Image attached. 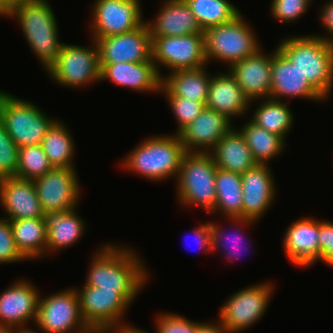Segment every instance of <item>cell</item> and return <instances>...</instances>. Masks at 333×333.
Wrapping results in <instances>:
<instances>
[{
    "mask_svg": "<svg viewBox=\"0 0 333 333\" xmlns=\"http://www.w3.org/2000/svg\"><path fill=\"white\" fill-rule=\"evenodd\" d=\"M76 168H53L33 180L43 212L77 208L81 199Z\"/></svg>",
    "mask_w": 333,
    "mask_h": 333,
    "instance_id": "obj_14",
    "label": "cell"
},
{
    "mask_svg": "<svg viewBox=\"0 0 333 333\" xmlns=\"http://www.w3.org/2000/svg\"><path fill=\"white\" fill-rule=\"evenodd\" d=\"M201 322L197 327V333H230L220 321Z\"/></svg>",
    "mask_w": 333,
    "mask_h": 333,
    "instance_id": "obj_46",
    "label": "cell"
},
{
    "mask_svg": "<svg viewBox=\"0 0 333 333\" xmlns=\"http://www.w3.org/2000/svg\"><path fill=\"white\" fill-rule=\"evenodd\" d=\"M28 0H0V17L14 4Z\"/></svg>",
    "mask_w": 333,
    "mask_h": 333,
    "instance_id": "obj_47",
    "label": "cell"
},
{
    "mask_svg": "<svg viewBox=\"0 0 333 333\" xmlns=\"http://www.w3.org/2000/svg\"><path fill=\"white\" fill-rule=\"evenodd\" d=\"M33 324L36 327L35 331H34V329L32 330L31 328L29 329V328H27V326L22 325V326H15V327H13V333H40L39 332L40 328L38 327V329H37V325L35 323H33ZM36 329L38 331H36ZM41 333H44V332L41 331Z\"/></svg>",
    "mask_w": 333,
    "mask_h": 333,
    "instance_id": "obj_48",
    "label": "cell"
},
{
    "mask_svg": "<svg viewBox=\"0 0 333 333\" xmlns=\"http://www.w3.org/2000/svg\"><path fill=\"white\" fill-rule=\"evenodd\" d=\"M0 333H13V327L0 326Z\"/></svg>",
    "mask_w": 333,
    "mask_h": 333,
    "instance_id": "obj_49",
    "label": "cell"
},
{
    "mask_svg": "<svg viewBox=\"0 0 333 333\" xmlns=\"http://www.w3.org/2000/svg\"><path fill=\"white\" fill-rule=\"evenodd\" d=\"M155 319V333H197L201 323L171 312L159 314Z\"/></svg>",
    "mask_w": 333,
    "mask_h": 333,
    "instance_id": "obj_40",
    "label": "cell"
},
{
    "mask_svg": "<svg viewBox=\"0 0 333 333\" xmlns=\"http://www.w3.org/2000/svg\"><path fill=\"white\" fill-rule=\"evenodd\" d=\"M186 150L177 134L149 136L124 157L121 166L151 181L177 178Z\"/></svg>",
    "mask_w": 333,
    "mask_h": 333,
    "instance_id": "obj_4",
    "label": "cell"
},
{
    "mask_svg": "<svg viewBox=\"0 0 333 333\" xmlns=\"http://www.w3.org/2000/svg\"><path fill=\"white\" fill-rule=\"evenodd\" d=\"M127 324L128 323L125 322L100 325L91 329V333H135V327Z\"/></svg>",
    "mask_w": 333,
    "mask_h": 333,
    "instance_id": "obj_45",
    "label": "cell"
},
{
    "mask_svg": "<svg viewBox=\"0 0 333 333\" xmlns=\"http://www.w3.org/2000/svg\"><path fill=\"white\" fill-rule=\"evenodd\" d=\"M35 324L44 333H91L82 319L75 287L40 295Z\"/></svg>",
    "mask_w": 333,
    "mask_h": 333,
    "instance_id": "obj_10",
    "label": "cell"
},
{
    "mask_svg": "<svg viewBox=\"0 0 333 333\" xmlns=\"http://www.w3.org/2000/svg\"><path fill=\"white\" fill-rule=\"evenodd\" d=\"M160 91L163 92L162 94L167 98L172 113L178 123L175 134L187 124L193 122L206 107L205 103L174 96L163 84L161 85Z\"/></svg>",
    "mask_w": 333,
    "mask_h": 333,
    "instance_id": "obj_36",
    "label": "cell"
},
{
    "mask_svg": "<svg viewBox=\"0 0 333 333\" xmlns=\"http://www.w3.org/2000/svg\"><path fill=\"white\" fill-rule=\"evenodd\" d=\"M195 235L196 243L202 249L203 253L211 252V232L210 221L201 223L198 227L192 230ZM195 239H193L194 241ZM192 241V240H191Z\"/></svg>",
    "mask_w": 333,
    "mask_h": 333,
    "instance_id": "obj_44",
    "label": "cell"
},
{
    "mask_svg": "<svg viewBox=\"0 0 333 333\" xmlns=\"http://www.w3.org/2000/svg\"><path fill=\"white\" fill-rule=\"evenodd\" d=\"M91 14L93 38L128 33L145 22L140 0H95Z\"/></svg>",
    "mask_w": 333,
    "mask_h": 333,
    "instance_id": "obj_13",
    "label": "cell"
},
{
    "mask_svg": "<svg viewBox=\"0 0 333 333\" xmlns=\"http://www.w3.org/2000/svg\"><path fill=\"white\" fill-rule=\"evenodd\" d=\"M216 171L211 153L186 152L176 178L180 205L197 206L211 214L216 202Z\"/></svg>",
    "mask_w": 333,
    "mask_h": 333,
    "instance_id": "obj_5",
    "label": "cell"
},
{
    "mask_svg": "<svg viewBox=\"0 0 333 333\" xmlns=\"http://www.w3.org/2000/svg\"><path fill=\"white\" fill-rule=\"evenodd\" d=\"M50 164L42 145H31L19 148L16 177L24 180H35L51 171Z\"/></svg>",
    "mask_w": 333,
    "mask_h": 333,
    "instance_id": "obj_35",
    "label": "cell"
},
{
    "mask_svg": "<svg viewBox=\"0 0 333 333\" xmlns=\"http://www.w3.org/2000/svg\"><path fill=\"white\" fill-rule=\"evenodd\" d=\"M195 15L198 24L206 28L227 23L241 11L229 0H184Z\"/></svg>",
    "mask_w": 333,
    "mask_h": 333,
    "instance_id": "obj_34",
    "label": "cell"
},
{
    "mask_svg": "<svg viewBox=\"0 0 333 333\" xmlns=\"http://www.w3.org/2000/svg\"><path fill=\"white\" fill-rule=\"evenodd\" d=\"M251 103L234 77L227 72L211 75L206 107L233 120L248 113ZM241 115V116H240Z\"/></svg>",
    "mask_w": 333,
    "mask_h": 333,
    "instance_id": "obj_25",
    "label": "cell"
},
{
    "mask_svg": "<svg viewBox=\"0 0 333 333\" xmlns=\"http://www.w3.org/2000/svg\"><path fill=\"white\" fill-rule=\"evenodd\" d=\"M135 333H149L148 331H145L143 329H139L138 327H135ZM155 333V332H154Z\"/></svg>",
    "mask_w": 333,
    "mask_h": 333,
    "instance_id": "obj_50",
    "label": "cell"
},
{
    "mask_svg": "<svg viewBox=\"0 0 333 333\" xmlns=\"http://www.w3.org/2000/svg\"><path fill=\"white\" fill-rule=\"evenodd\" d=\"M221 228V230H220ZM223 227L219 226L215 222H210V232H211V252H216V250H223V254L228 258V260H235L240 256L238 252H241V249L248 250L245 246L246 242L243 243V233L238 230L235 234L230 235L224 232ZM242 233V234H241ZM242 243V244H241ZM242 245V246H241ZM242 247V248H241ZM221 248V249H220ZM241 248V249H240ZM241 254V253H240ZM237 256V257H236ZM240 258V257H239Z\"/></svg>",
    "mask_w": 333,
    "mask_h": 333,
    "instance_id": "obj_37",
    "label": "cell"
},
{
    "mask_svg": "<svg viewBox=\"0 0 333 333\" xmlns=\"http://www.w3.org/2000/svg\"><path fill=\"white\" fill-rule=\"evenodd\" d=\"M46 0H28L11 6L2 17L20 23L25 40L45 71L55 62L64 42L59 39L57 18Z\"/></svg>",
    "mask_w": 333,
    "mask_h": 333,
    "instance_id": "obj_2",
    "label": "cell"
},
{
    "mask_svg": "<svg viewBox=\"0 0 333 333\" xmlns=\"http://www.w3.org/2000/svg\"><path fill=\"white\" fill-rule=\"evenodd\" d=\"M276 47L327 100L333 88V44L313 35L288 36Z\"/></svg>",
    "mask_w": 333,
    "mask_h": 333,
    "instance_id": "obj_3",
    "label": "cell"
},
{
    "mask_svg": "<svg viewBox=\"0 0 333 333\" xmlns=\"http://www.w3.org/2000/svg\"><path fill=\"white\" fill-rule=\"evenodd\" d=\"M151 37L203 33L195 15L184 0H165L152 21H146Z\"/></svg>",
    "mask_w": 333,
    "mask_h": 333,
    "instance_id": "obj_24",
    "label": "cell"
},
{
    "mask_svg": "<svg viewBox=\"0 0 333 333\" xmlns=\"http://www.w3.org/2000/svg\"><path fill=\"white\" fill-rule=\"evenodd\" d=\"M227 69L250 103L270 98L272 53L266 54L261 49L254 56L236 62Z\"/></svg>",
    "mask_w": 333,
    "mask_h": 333,
    "instance_id": "obj_20",
    "label": "cell"
},
{
    "mask_svg": "<svg viewBox=\"0 0 333 333\" xmlns=\"http://www.w3.org/2000/svg\"><path fill=\"white\" fill-rule=\"evenodd\" d=\"M312 0H272L271 16L283 23H293L306 14Z\"/></svg>",
    "mask_w": 333,
    "mask_h": 333,
    "instance_id": "obj_39",
    "label": "cell"
},
{
    "mask_svg": "<svg viewBox=\"0 0 333 333\" xmlns=\"http://www.w3.org/2000/svg\"><path fill=\"white\" fill-rule=\"evenodd\" d=\"M19 147L9 136L0 120V179L16 177Z\"/></svg>",
    "mask_w": 333,
    "mask_h": 333,
    "instance_id": "obj_38",
    "label": "cell"
},
{
    "mask_svg": "<svg viewBox=\"0 0 333 333\" xmlns=\"http://www.w3.org/2000/svg\"><path fill=\"white\" fill-rule=\"evenodd\" d=\"M233 126V121L226 115L205 107L200 115L177 135L186 152L210 153Z\"/></svg>",
    "mask_w": 333,
    "mask_h": 333,
    "instance_id": "obj_17",
    "label": "cell"
},
{
    "mask_svg": "<svg viewBox=\"0 0 333 333\" xmlns=\"http://www.w3.org/2000/svg\"><path fill=\"white\" fill-rule=\"evenodd\" d=\"M238 129L244 136L252 156L258 164H270V160L283 154L282 151H284L287 141L282 137L258 127L250 120Z\"/></svg>",
    "mask_w": 333,
    "mask_h": 333,
    "instance_id": "obj_33",
    "label": "cell"
},
{
    "mask_svg": "<svg viewBox=\"0 0 333 333\" xmlns=\"http://www.w3.org/2000/svg\"><path fill=\"white\" fill-rule=\"evenodd\" d=\"M91 46L63 43L55 62L46 70L58 85L81 88L100 82L99 52L95 40Z\"/></svg>",
    "mask_w": 333,
    "mask_h": 333,
    "instance_id": "obj_8",
    "label": "cell"
},
{
    "mask_svg": "<svg viewBox=\"0 0 333 333\" xmlns=\"http://www.w3.org/2000/svg\"><path fill=\"white\" fill-rule=\"evenodd\" d=\"M169 73L162 78V84L174 96L206 104L211 78V74L206 71V66Z\"/></svg>",
    "mask_w": 333,
    "mask_h": 333,
    "instance_id": "obj_28",
    "label": "cell"
},
{
    "mask_svg": "<svg viewBox=\"0 0 333 333\" xmlns=\"http://www.w3.org/2000/svg\"><path fill=\"white\" fill-rule=\"evenodd\" d=\"M216 202L212 214L222 213L228 219H242L241 174L217 168Z\"/></svg>",
    "mask_w": 333,
    "mask_h": 333,
    "instance_id": "obj_30",
    "label": "cell"
},
{
    "mask_svg": "<svg viewBox=\"0 0 333 333\" xmlns=\"http://www.w3.org/2000/svg\"><path fill=\"white\" fill-rule=\"evenodd\" d=\"M320 9H321L319 15L320 22L324 27L323 29H325L326 32L330 35H327V33L324 34L325 36L324 35L319 36L316 34L314 35L323 38L327 42L333 44V0L323 3Z\"/></svg>",
    "mask_w": 333,
    "mask_h": 333,
    "instance_id": "obj_43",
    "label": "cell"
},
{
    "mask_svg": "<svg viewBox=\"0 0 333 333\" xmlns=\"http://www.w3.org/2000/svg\"><path fill=\"white\" fill-rule=\"evenodd\" d=\"M0 120L20 147L41 145L47 130L56 121L31 101L0 90Z\"/></svg>",
    "mask_w": 333,
    "mask_h": 333,
    "instance_id": "obj_7",
    "label": "cell"
},
{
    "mask_svg": "<svg viewBox=\"0 0 333 333\" xmlns=\"http://www.w3.org/2000/svg\"><path fill=\"white\" fill-rule=\"evenodd\" d=\"M319 260L333 267V223L319 220Z\"/></svg>",
    "mask_w": 333,
    "mask_h": 333,
    "instance_id": "obj_42",
    "label": "cell"
},
{
    "mask_svg": "<svg viewBox=\"0 0 333 333\" xmlns=\"http://www.w3.org/2000/svg\"><path fill=\"white\" fill-rule=\"evenodd\" d=\"M18 251L9 220L0 218V264L25 261Z\"/></svg>",
    "mask_w": 333,
    "mask_h": 333,
    "instance_id": "obj_41",
    "label": "cell"
},
{
    "mask_svg": "<svg viewBox=\"0 0 333 333\" xmlns=\"http://www.w3.org/2000/svg\"><path fill=\"white\" fill-rule=\"evenodd\" d=\"M152 62L161 78L165 76L159 69L161 66L170 72L207 66L204 33L152 37Z\"/></svg>",
    "mask_w": 333,
    "mask_h": 333,
    "instance_id": "obj_11",
    "label": "cell"
},
{
    "mask_svg": "<svg viewBox=\"0 0 333 333\" xmlns=\"http://www.w3.org/2000/svg\"><path fill=\"white\" fill-rule=\"evenodd\" d=\"M82 319L90 329L105 324L124 323L123 316L130 303L117 290L100 287L76 288Z\"/></svg>",
    "mask_w": 333,
    "mask_h": 333,
    "instance_id": "obj_16",
    "label": "cell"
},
{
    "mask_svg": "<svg viewBox=\"0 0 333 333\" xmlns=\"http://www.w3.org/2000/svg\"><path fill=\"white\" fill-rule=\"evenodd\" d=\"M270 98L280 101L285 98H305L316 102L326 100L277 48L272 51Z\"/></svg>",
    "mask_w": 333,
    "mask_h": 333,
    "instance_id": "obj_19",
    "label": "cell"
},
{
    "mask_svg": "<svg viewBox=\"0 0 333 333\" xmlns=\"http://www.w3.org/2000/svg\"><path fill=\"white\" fill-rule=\"evenodd\" d=\"M260 100L263 102L257 105L250 121L285 140L294 123L293 112L287 104L289 102L273 98Z\"/></svg>",
    "mask_w": 333,
    "mask_h": 333,
    "instance_id": "obj_32",
    "label": "cell"
},
{
    "mask_svg": "<svg viewBox=\"0 0 333 333\" xmlns=\"http://www.w3.org/2000/svg\"><path fill=\"white\" fill-rule=\"evenodd\" d=\"M217 168L244 174L258 163L242 133L236 127L224 135L210 152Z\"/></svg>",
    "mask_w": 333,
    "mask_h": 333,
    "instance_id": "obj_27",
    "label": "cell"
},
{
    "mask_svg": "<svg viewBox=\"0 0 333 333\" xmlns=\"http://www.w3.org/2000/svg\"><path fill=\"white\" fill-rule=\"evenodd\" d=\"M253 30L241 13L227 23L206 28L203 33L207 62H227L230 67L254 56L262 48Z\"/></svg>",
    "mask_w": 333,
    "mask_h": 333,
    "instance_id": "obj_6",
    "label": "cell"
},
{
    "mask_svg": "<svg viewBox=\"0 0 333 333\" xmlns=\"http://www.w3.org/2000/svg\"><path fill=\"white\" fill-rule=\"evenodd\" d=\"M0 206L7 213L8 220L42 218L44 212L32 180L17 177L0 179Z\"/></svg>",
    "mask_w": 333,
    "mask_h": 333,
    "instance_id": "obj_22",
    "label": "cell"
},
{
    "mask_svg": "<svg viewBox=\"0 0 333 333\" xmlns=\"http://www.w3.org/2000/svg\"><path fill=\"white\" fill-rule=\"evenodd\" d=\"M269 164H257L241 174L242 219H227L235 228L248 227L260 221L275 200L276 186Z\"/></svg>",
    "mask_w": 333,
    "mask_h": 333,
    "instance_id": "obj_12",
    "label": "cell"
},
{
    "mask_svg": "<svg viewBox=\"0 0 333 333\" xmlns=\"http://www.w3.org/2000/svg\"><path fill=\"white\" fill-rule=\"evenodd\" d=\"M93 39L100 64L152 61V37L146 22L128 33Z\"/></svg>",
    "mask_w": 333,
    "mask_h": 333,
    "instance_id": "obj_15",
    "label": "cell"
},
{
    "mask_svg": "<svg viewBox=\"0 0 333 333\" xmlns=\"http://www.w3.org/2000/svg\"><path fill=\"white\" fill-rule=\"evenodd\" d=\"M319 220L303 217L288 226L283 247L290 263L308 268L319 260Z\"/></svg>",
    "mask_w": 333,
    "mask_h": 333,
    "instance_id": "obj_21",
    "label": "cell"
},
{
    "mask_svg": "<svg viewBox=\"0 0 333 333\" xmlns=\"http://www.w3.org/2000/svg\"><path fill=\"white\" fill-rule=\"evenodd\" d=\"M273 289V283L260 282L234 292L219 309L218 320L230 333L248 329L266 313Z\"/></svg>",
    "mask_w": 333,
    "mask_h": 333,
    "instance_id": "obj_9",
    "label": "cell"
},
{
    "mask_svg": "<svg viewBox=\"0 0 333 333\" xmlns=\"http://www.w3.org/2000/svg\"><path fill=\"white\" fill-rule=\"evenodd\" d=\"M16 247L26 260L44 257L47 244L45 218L9 220Z\"/></svg>",
    "mask_w": 333,
    "mask_h": 333,
    "instance_id": "obj_29",
    "label": "cell"
},
{
    "mask_svg": "<svg viewBox=\"0 0 333 333\" xmlns=\"http://www.w3.org/2000/svg\"><path fill=\"white\" fill-rule=\"evenodd\" d=\"M126 246L104 244L95 251L84 284L117 290L132 305L150 274L136 250Z\"/></svg>",
    "mask_w": 333,
    "mask_h": 333,
    "instance_id": "obj_1",
    "label": "cell"
},
{
    "mask_svg": "<svg viewBox=\"0 0 333 333\" xmlns=\"http://www.w3.org/2000/svg\"><path fill=\"white\" fill-rule=\"evenodd\" d=\"M17 281L0 294V326L15 327L36 321L40 293L30 281Z\"/></svg>",
    "mask_w": 333,
    "mask_h": 333,
    "instance_id": "obj_18",
    "label": "cell"
},
{
    "mask_svg": "<svg viewBox=\"0 0 333 333\" xmlns=\"http://www.w3.org/2000/svg\"><path fill=\"white\" fill-rule=\"evenodd\" d=\"M100 68V81L109 80L140 93L160 92L162 78L152 61L100 64Z\"/></svg>",
    "mask_w": 333,
    "mask_h": 333,
    "instance_id": "obj_23",
    "label": "cell"
},
{
    "mask_svg": "<svg viewBox=\"0 0 333 333\" xmlns=\"http://www.w3.org/2000/svg\"><path fill=\"white\" fill-rule=\"evenodd\" d=\"M66 123L56 120L47 130L42 147L53 168H73L75 142Z\"/></svg>",
    "mask_w": 333,
    "mask_h": 333,
    "instance_id": "obj_31",
    "label": "cell"
},
{
    "mask_svg": "<svg viewBox=\"0 0 333 333\" xmlns=\"http://www.w3.org/2000/svg\"><path fill=\"white\" fill-rule=\"evenodd\" d=\"M76 211L74 208L44 214L47 228L46 255L71 247L81 239L80 237L85 233L86 223Z\"/></svg>",
    "mask_w": 333,
    "mask_h": 333,
    "instance_id": "obj_26",
    "label": "cell"
}]
</instances>
